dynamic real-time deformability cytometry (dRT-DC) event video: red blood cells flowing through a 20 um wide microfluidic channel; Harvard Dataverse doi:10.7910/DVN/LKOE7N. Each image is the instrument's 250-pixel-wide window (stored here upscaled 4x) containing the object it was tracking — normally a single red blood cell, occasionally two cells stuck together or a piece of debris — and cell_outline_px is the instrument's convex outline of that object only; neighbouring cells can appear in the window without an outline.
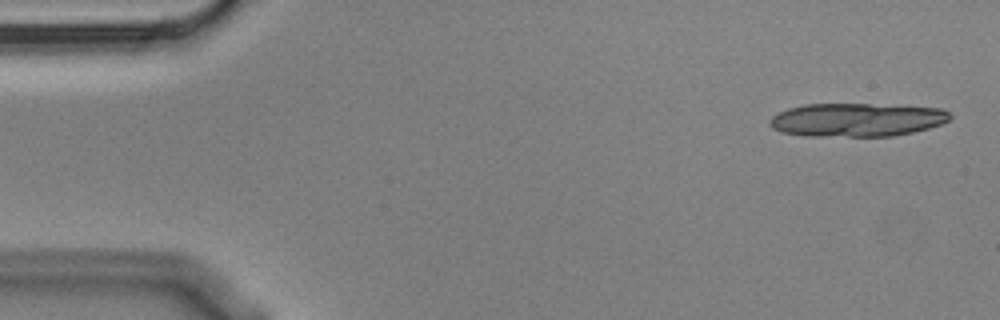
{"species": "Egyptian fruit bat (a non-hibernating species)", "species_latin": "Rousettus aegyptiacus", "temperature_condition": "cold", "stored_images_in_passage": 4, "camera_frame_rate_fps": 3000, "um_per_image_px": 0.085, "animal": {"sex": "male"}, "frame": {"image": 1, "passage_image": 1, "time_ms": 0.0, "image_size_px": [1000, 320], "cell_outline_px": [[952, 116], [948, 120], [940, 124], [928, 128], [912, 132], [892, 136], [804, 136], [780, 132], [772, 128], [768, 124], [768, 120], [772, 116], [788, 108], [804, 104], [868, 104], [940, 108], [948, 112]], "centroid_in_image_um": [72.76, 10.19], "position_along_channel_um": 12.2, "area_um2": 35.14}}